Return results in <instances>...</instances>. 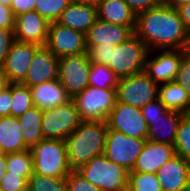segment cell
<instances>
[{
    "mask_svg": "<svg viewBox=\"0 0 190 191\" xmlns=\"http://www.w3.org/2000/svg\"><path fill=\"white\" fill-rule=\"evenodd\" d=\"M30 150L34 173L48 177H66L72 171L65 140L43 138Z\"/></svg>",
    "mask_w": 190,
    "mask_h": 191,
    "instance_id": "3",
    "label": "cell"
},
{
    "mask_svg": "<svg viewBox=\"0 0 190 191\" xmlns=\"http://www.w3.org/2000/svg\"><path fill=\"white\" fill-rule=\"evenodd\" d=\"M175 153L173 145L156 143L146 140L136 164L130 172L157 173Z\"/></svg>",
    "mask_w": 190,
    "mask_h": 191,
    "instance_id": "18",
    "label": "cell"
},
{
    "mask_svg": "<svg viewBox=\"0 0 190 191\" xmlns=\"http://www.w3.org/2000/svg\"><path fill=\"white\" fill-rule=\"evenodd\" d=\"M148 47L135 34L126 41L111 49L110 65L108 66L118 79L144 71Z\"/></svg>",
    "mask_w": 190,
    "mask_h": 191,
    "instance_id": "5",
    "label": "cell"
},
{
    "mask_svg": "<svg viewBox=\"0 0 190 191\" xmlns=\"http://www.w3.org/2000/svg\"><path fill=\"white\" fill-rule=\"evenodd\" d=\"M131 10L137 15L140 12L158 7L163 0H123Z\"/></svg>",
    "mask_w": 190,
    "mask_h": 191,
    "instance_id": "40",
    "label": "cell"
},
{
    "mask_svg": "<svg viewBox=\"0 0 190 191\" xmlns=\"http://www.w3.org/2000/svg\"><path fill=\"white\" fill-rule=\"evenodd\" d=\"M11 96L13 100L11 116L13 117L18 118L34 106L30 88L22 83H11Z\"/></svg>",
    "mask_w": 190,
    "mask_h": 191,
    "instance_id": "28",
    "label": "cell"
},
{
    "mask_svg": "<svg viewBox=\"0 0 190 191\" xmlns=\"http://www.w3.org/2000/svg\"><path fill=\"white\" fill-rule=\"evenodd\" d=\"M12 0H0V4L10 7Z\"/></svg>",
    "mask_w": 190,
    "mask_h": 191,
    "instance_id": "50",
    "label": "cell"
},
{
    "mask_svg": "<svg viewBox=\"0 0 190 191\" xmlns=\"http://www.w3.org/2000/svg\"><path fill=\"white\" fill-rule=\"evenodd\" d=\"M183 113L167 110L148 126V141L173 145Z\"/></svg>",
    "mask_w": 190,
    "mask_h": 191,
    "instance_id": "22",
    "label": "cell"
},
{
    "mask_svg": "<svg viewBox=\"0 0 190 191\" xmlns=\"http://www.w3.org/2000/svg\"><path fill=\"white\" fill-rule=\"evenodd\" d=\"M6 167L10 174H20L29 179L34 173L33 155L30 149L6 154Z\"/></svg>",
    "mask_w": 190,
    "mask_h": 191,
    "instance_id": "27",
    "label": "cell"
},
{
    "mask_svg": "<svg viewBox=\"0 0 190 191\" xmlns=\"http://www.w3.org/2000/svg\"><path fill=\"white\" fill-rule=\"evenodd\" d=\"M30 191H68L66 177H48L33 173L28 179Z\"/></svg>",
    "mask_w": 190,
    "mask_h": 191,
    "instance_id": "32",
    "label": "cell"
},
{
    "mask_svg": "<svg viewBox=\"0 0 190 191\" xmlns=\"http://www.w3.org/2000/svg\"><path fill=\"white\" fill-rule=\"evenodd\" d=\"M96 7L98 19L110 24L127 26L135 31L136 14L123 0H102Z\"/></svg>",
    "mask_w": 190,
    "mask_h": 191,
    "instance_id": "23",
    "label": "cell"
},
{
    "mask_svg": "<svg viewBox=\"0 0 190 191\" xmlns=\"http://www.w3.org/2000/svg\"><path fill=\"white\" fill-rule=\"evenodd\" d=\"M97 19L96 6L71 2L56 22L86 34Z\"/></svg>",
    "mask_w": 190,
    "mask_h": 191,
    "instance_id": "21",
    "label": "cell"
},
{
    "mask_svg": "<svg viewBox=\"0 0 190 191\" xmlns=\"http://www.w3.org/2000/svg\"><path fill=\"white\" fill-rule=\"evenodd\" d=\"M7 171L6 167V154L0 152V183Z\"/></svg>",
    "mask_w": 190,
    "mask_h": 191,
    "instance_id": "45",
    "label": "cell"
},
{
    "mask_svg": "<svg viewBox=\"0 0 190 191\" xmlns=\"http://www.w3.org/2000/svg\"><path fill=\"white\" fill-rule=\"evenodd\" d=\"M19 191H30V190H29V188H28V186H27V187H25V188H23V189H21V190H19Z\"/></svg>",
    "mask_w": 190,
    "mask_h": 191,
    "instance_id": "52",
    "label": "cell"
},
{
    "mask_svg": "<svg viewBox=\"0 0 190 191\" xmlns=\"http://www.w3.org/2000/svg\"><path fill=\"white\" fill-rule=\"evenodd\" d=\"M25 145L31 149L43 139L41 131L42 110L33 106L18 117Z\"/></svg>",
    "mask_w": 190,
    "mask_h": 191,
    "instance_id": "26",
    "label": "cell"
},
{
    "mask_svg": "<svg viewBox=\"0 0 190 191\" xmlns=\"http://www.w3.org/2000/svg\"><path fill=\"white\" fill-rule=\"evenodd\" d=\"M29 149L22 136L19 119L13 116L0 117V152L4 154Z\"/></svg>",
    "mask_w": 190,
    "mask_h": 191,
    "instance_id": "24",
    "label": "cell"
},
{
    "mask_svg": "<svg viewBox=\"0 0 190 191\" xmlns=\"http://www.w3.org/2000/svg\"><path fill=\"white\" fill-rule=\"evenodd\" d=\"M68 191H102L100 188L86 180L77 170H72L66 176Z\"/></svg>",
    "mask_w": 190,
    "mask_h": 191,
    "instance_id": "34",
    "label": "cell"
},
{
    "mask_svg": "<svg viewBox=\"0 0 190 191\" xmlns=\"http://www.w3.org/2000/svg\"><path fill=\"white\" fill-rule=\"evenodd\" d=\"M134 34L151 50H183L188 30L176 7L162 3L136 15Z\"/></svg>",
    "mask_w": 190,
    "mask_h": 191,
    "instance_id": "1",
    "label": "cell"
},
{
    "mask_svg": "<svg viewBox=\"0 0 190 191\" xmlns=\"http://www.w3.org/2000/svg\"><path fill=\"white\" fill-rule=\"evenodd\" d=\"M190 0H163V3L166 5H171V6H178L181 3H188Z\"/></svg>",
    "mask_w": 190,
    "mask_h": 191,
    "instance_id": "48",
    "label": "cell"
},
{
    "mask_svg": "<svg viewBox=\"0 0 190 191\" xmlns=\"http://www.w3.org/2000/svg\"><path fill=\"white\" fill-rule=\"evenodd\" d=\"M183 55V50H151L146 58L144 72L158 85L173 82Z\"/></svg>",
    "mask_w": 190,
    "mask_h": 191,
    "instance_id": "12",
    "label": "cell"
},
{
    "mask_svg": "<svg viewBox=\"0 0 190 191\" xmlns=\"http://www.w3.org/2000/svg\"><path fill=\"white\" fill-rule=\"evenodd\" d=\"M106 123L108 130H116L126 136L147 140L148 125L141 113V108L116 101Z\"/></svg>",
    "mask_w": 190,
    "mask_h": 191,
    "instance_id": "11",
    "label": "cell"
},
{
    "mask_svg": "<svg viewBox=\"0 0 190 191\" xmlns=\"http://www.w3.org/2000/svg\"><path fill=\"white\" fill-rule=\"evenodd\" d=\"M38 47L37 44L14 41L3 66L10 83H22L25 80Z\"/></svg>",
    "mask_w": 190,
    "mask_h": 191,
    "instance_id": "14",
    "label": "cell"
},
{
    "mask_svg": "<svg viewBox=\"0 0 190 191\" xmlns=\"http://www.w3.org/2000/svg\"><path fill=\"white\" fill-rule=\"evenodd\" d=\"M102 0H71L74 3L88 4L97 6Z\"/></svg>",
    "mask_w": 190,
    "mask_h": 191,
    "instance_id": "47",
    "label": "cell"
},
{
    "mask_svg": "<svg viewBox=\"0 0 190 191\" xmlns=\"http://www.w3.org/2000/svg\"><path fill=\"white\" fill-rule=\"evenodd\" d=\"M77 171L102 191H127L129 171L103 154L93 157Z\"/></svg>",
    "mask_w": 190,
    "mask_h": 191,
    "instance_id": "4",
    "label": "cell"
},
{
    "mask_svg": "<svg viewBox=\"0 0 190 191\" xmlns=\"http://www.w3.org/2000/svg\"><path fill=\"white\" fill-rule=\"evenodd\" d=\"M91 62L88 53L59 58L58 80L73 98L89 86Z\"/></svg>",
    "mask_w": 190,
    "mask_h": 191,
    "instance_id": "8",
    "label": "cell"
},
{
    "mask_svg": "<svg viewBox=\"0 0 190 191\" xmlns=\"http://www.w3.org/2000/svg\"><path fill=\"white\" fill-rule=\"evenodd\" d=\"M15 16L11 8L0 4V29H14Z\"/></svg>",
    "mask_w": 190,
    "mask_h": 191,
    "instance_id": "42",
    "label": "cell"
},
{
    "mask_svg": "<svg viewBox=\"0 0 190 191\" xmlns=\"http://www.w3.org/2000/svg\"><path fill=\"white\" fill-rule=\"evenodd\" d=\"M162 191H185L190 175V163L174 155L157 171Z\"/></svg>",
    "mask_w": 190,
    "mask_h": 191,
    "instance_id": "17",
    "label": "cell"
},
{
    "mask_svg": "<svg viewBox=\"0 0 190 191\" xmlns=\"http://www.w3.org/2000/svg\"><path fill=\"white\" fill-rule=\"evenodd\" d=\"M146 139L126 136L116 130H108L103 155L129 172L133 170Z\"/></svg>",
    "mask_w": 190,
    "mask_h": 191,
    "instance_id": "10",
    "label": "cell"
},
{
    "mask_svg": "<svg viewBox=\"0 0 190 191\" xmlns=\"http://www.w3.org/2000/svg\"><path fill=\"white\" fill-rule=\"evenodd\" d=\"M37 0H12L10 8L14 16L35 10Z\"/></svg>",
    "mask_w": 190,
    "mask_h": 191,
    "instance_id": "41",
    "label": "cell"
},
{
    "mask_svg": "<svg viewBox=\"0 0 190 191\" xmlns=\"http://www.w3.org/2000/svg\"><path fill=\"white\" fill-rule=\"evenodd\" d=\"M108 126L103 121H82L65 139L68 163L72 170L79 169L93 157L104 153Z\"/></svg>",
    "mask_w": 190,
    "mask_h": 191,
    "instance_id": "2",
    "label": "cell"
},
{
    "mask_svg": "<svg viewBox=\"0 0 190 191\" xmlns=\"http://www.w3.org/2000/svg\"><path fill=\"white\" fill-rule=\"evenodd\" d=\"M184 54L190 56V31H188L186 43L183 48Z\"/></svg>",
    "mask_w": 190,
    "mask_h": 191,
    "instance_id": "49",
    "label": "cell"
},
{
    "mask_svg": "<svg viewBox=\"0 0 190 191\" xmlns=\"http://www.w3.org/2000/svg\"><path fill=\"white\" fill-rule=\"evenodd\" d=\"M12 96H11V83L8 88L5 89L0 94V117L11 116V104H12Z\"/></svg>",
    "mask_w": 190,
    "mask_h": 191,
    "instance_id": "43",
    "label": "cell"
},
{
    "mask_svg": "<svg viewBox=\"0 0 190 191\" xmlns=\"http://www.w3.org/2000/svg\"><path fill=\"white\" fill-rule=\"evenodd\" d=\"M82 121L106 122L115 107L116 89H99L88 86L72 98Z\"/></svg>",
    "mask_w": 190,
    "mask_h": 191,
    "instance_id": "6",
    "label": "cell"
},
{
    "mask_svg": "<svg viewBox=\"0 0 190 191\" xmlns=\"http://www.w3.org/2000/svg\"><path fill=\"white\" fill-rule=\"evenodd\" d=\"M168 109L163 105V103L157 98L152 102L141 108V113L144 116L147 125L152 123V120L163 115Z\"/></svg>",
    "mask_w": 190,
    "mask_h": 191,
    "instance_id": "37",
    "label": "cell"
},
{
    "mask_svg": "<svg viewBox=\"0 0 190 191\" xmlns=\"http://www.w3.org/2000/svg\"><path fill=\"white\" fill-rule=\"evenodd\" d=\"M115 46L116 45L100 44H95L94 46H86L90 62L109 66L111 49H114Z\"/></svg>",
    "mask_w": 190,
    "mask_h": 191,
    "instance_id": "35",
    "label": "cell"
},
{
    "mask_svg": "<svg viewBox=\"0 0 190 191\" xmlns=\"http://www.w3.org/2000/svg\"><path fill=\"white\" fill-rule=\"evenodd\" d=\"M28 186V179L23 178L20 174H10L6 171L1 183V191H19Z\"/></svg>",
    "mask_w": 190,
    "mask_h": 191,
    "instance_id": "36",
    "label": "cell"
},
{
    "mask_svg": "<svg viewBox=\"0 0 190 191\" xmlns=\"http://www.w3.org/2000/svg\"><path fill=\"white\" fill-rule=\"evenodd\" d=\"M174 81L180 84L190 97V56L183 55L179 71Z\"/></svg>",
    "mask_w": 190,
    "mask_h": 191,
    "instance_id": "39",
    "label": "cell"
},
{
    "mask_svg": "<svg viewBox=\"0 0 190 191\" xmlns=\"http://www.w3.org/2000/svg\"><path fill=\"white\" fill-rule=\"evenodd\" d=\"M185 191H190V175H189V178H188V181H187V184H186Z\"/></svg>",
    "mask_w": 190,
    "mask_h": 191,
    "instance_id": "51",
    "label": "cell"
},
{
    "mask_svg": "<svg viewBox=\"0 0 190 191\" xmlns=\"http://www.w3.org/2000/svg\"><path fill=\"white\" fill-rule=\"evenodd\" d=\"M10 82L8 81L7 76L3 72V69H0V94L8 88Z\"/></svg>",
    "mask_w": 190,
    "mask_h": 191,
    "instance_id": "46",
    "label": "cell"
},
{
    "mask_svg": "<svg viewBox=\"0 0 190 191\" xmlns=\"http://www.w3.org/2000/svg\"><path fill=\"white\" fill-rule=\"evenodd\" d=\"M173 146L176 155L190 163V113L183 114Z\"/></svg>",
    "mask_w": 190,
    "mask_h": 191,
    "instance_id": "31",
    "label": "cell"
},
{
    "mask_svg": "<svg viewBox=\"0 0 190 191\" xmlns=\"http://www.w3.org/2000/svg\"><path fill=\"white\" fill-rule=\"evenodd\" d=\"M49 26L50 22L35 10L20 14L15 17V40L44 46L48 39Z\"/></svg>",
    "mask_w": 190,
    "mask_h": 191,
    "instance_id": "15",
    "label": "cell"
},
{
    "mask_svg": "<svg viewBox=\"0 0 190 191\" xmlns=\"http://www.w3.org/2000/svg\"><path fill=\"white\" fill-rule=\"evenodd\" d=\"M59 58L45 45L39 46L30 64L28 74L22 84L33 87L46 81L58 79Z\"/></svg>",
    "mask_w": 190,
    "mask_h": 191,
    "instance_id": "16",
    "label": "cell"
},
{
    "mask_svg": "<svg viewBox=\"0 0 190 191\" xmlns=\"http://www.w3.org/2000/svg\"><path fill=\"white\" fill-rule=\"evenodd\" d=\"M158 87L144 71L119 79L116 87L117 101L142 108L158 98Z\"/></svg>",
    "mask_w": 190,
    "mask_h": 191,
    "instance_id": "9",
    "label": "cell"
},
{
    "mask_svg": "<svg viewBox=\"0 0 190 191\" xmlns=\"http://www.w3.org/2000/svg\"><path fill=\"white\" fill-rule=\"evenodd\" d=\"M158 99L168 110L183 114L190 113V97L184 88L175 81L159 85Z\"/></svg>",
    "mask_w": 190,
    "mask_h": 191,
    "instance_id": "25",
    "label": "cell"
},
{
    "mask_svg": "<svg viewBox=\"0 0 190 191\" xmlns=\"http://www.w3.org/2000/svg\"><path fill=\"white\" fill-rule=\"evenodd\" d=\"M57 58L87 53L86 37L83 32L51 22L45 45Z\"/></svg>",
    "mask_w": 190,
    "mask_h": 191,
    "instance_id": "13",
    "label": "cell"
},
{
    "mask_svg": "<svg viewBox=\"0 0 190 191\" xmlns=\"http://www.w3.org/2000/svg\"><path fill=\"white\" fill-rule=\"evenodd\" d=\"M118 83V77L108 66L91 63L89 86L99 89H116Z\"/></svg>",
    "mask_w": 190,
    "mask_h": 191,
    "instance_id": "29",
    "label": "cell"
},
{
    "mask_svg": "<svg viewBox=\"0 0 190 191\" xmlns=\"http://www.w3.org/2000/svg\"><path fill=\"white\" fill-rule=\"evenodd\" d=\"M82 122L75 103L69 102L42 111L43 138L65 140Z\"/></svg>",
    "mask_w": 190,
    "mask_h": 191,
    "instance_id": "7",
    "label": "cell"
},
{
    "mask_svg": "<svg viewBox=\"0 0 190 191\" xmlns=\"http://www.w3.org/2000/svg\"><path fill=\"white\" fill-rule=\"evenodd\" d=\"M14 41V29H0V69H3L6 57Z\"/></svg>",
    "mask_w": 190,
    "mask_h": 191,
    "instance_id": "38",
    "label": "cell"
},
{
    "mask_svg": "<svg viewBox=\"0 0 190 191\" xmlns=\"http://www.w3.org/2000/svg\"><path fill=\"white\" fill-rule=\"evenodd\" d=\"M71 0H37L35 11L50 23L56 22Z\"/></svg>",
    "mask_w": 190,
    "mask_h": 191,
    "instance_id": "33",
    "label": "cell"
},
{
    "mask_svg": "<svg viewBox=\"0 0 190 191\" xmlns=\"http://www.w3.org/2000/svg\"><path fill=\"white\" fill-rule=\"evenodd\" d=\"M176 9L178 10L180 18L183 21L186 29L190 31V2L181 3L176 6Z\"/></svg>",
    "mask_w": 190,
    "mask_h": 191,
    "instance_id": "44",
    "label": "cell"
},
{
    "mask_svg": "<svg viewBox=\"0 0 190 191\" xmlns=\"http://www.w3.org/2000/svg\"><path fill=\"white\" fill-rule=\"evenodd\" d=\"M30 90L34 106L42 111L63 105L72 99L58 79L35 85Z\"/></svg>",
    "mask_w": 190,
    "mask_h": 191,
    "instance_id": "20",
    "label": "cell"
},
{
    "mask_svg": "<svg viewBox=\"0 0 190 191\" xmlns=\"http://www.w3.org/2000/svg\"><path fill=\"white\" fill-rule=\"evenodd\" d=\"M134 32L127 26L110 24L97 19L85 34L86 46L118 45L131 37Z\"/></svg>",
    "mask_w": 190,
    "mask_h": 191,
    "instance_id": "19",
    "label": "cell"
},
{
    "mask_svg": "<svg viewBox=\"0 0 190 191\" xmlns=\"http://www.w3.org/2000/svg\"><path fill=\"white\" fill-rule=\"evenodd\" d=\"M127 191H162L156 173L129 172Z\"/></svg>",
    "mask_w": 190,
    "mask_h": 191,
    "instance_id": "30",
    "label": "cell"
}]
</instances>
